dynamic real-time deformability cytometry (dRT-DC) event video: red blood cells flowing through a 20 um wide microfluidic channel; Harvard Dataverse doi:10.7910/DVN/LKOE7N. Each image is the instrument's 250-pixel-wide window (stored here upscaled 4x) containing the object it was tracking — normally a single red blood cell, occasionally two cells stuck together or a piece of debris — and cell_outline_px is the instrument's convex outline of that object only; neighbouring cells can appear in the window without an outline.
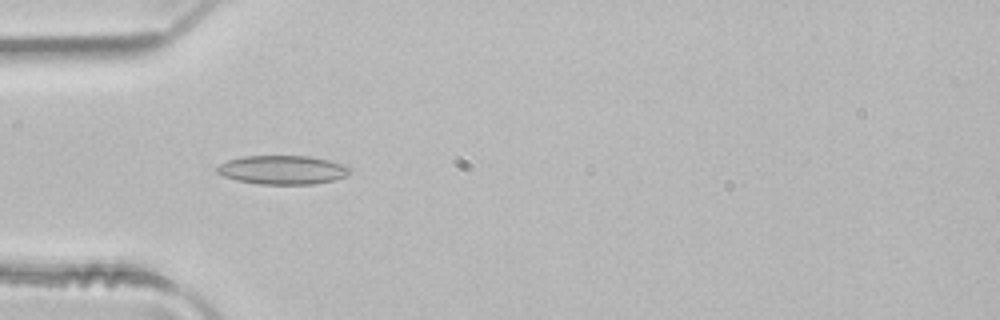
{"species": "common noctule bat (a hibernating species)", "species_latin": "Nyctalus noctula", "temperature_condition": "room temperature", "stored_images_in_passage": 5, "camera_frame_rate_fps": 3000, "um_per_image_px": 0.085, "animal": {"sex": "male", "body_mass_g": 21.5, "forearm_length_mm": 52.0}, "frame": {"image": 1, "passage_image": 4, "time_ms": 1.0, "image_size_px": [1000, 320], "cell_outline_px": [[352, 168], [348, 176], [336, 180], [312, 184], [260, 184], [236, 180], [224, 176], [216, 172], [216, 168], [220, 164], [228, 160], [244, 156], [308, 156], [328, 160], [344, 164]], "centroid_in_image_um": [24.06, 14.44], "position_along_channel_um": 60.9, "area_um2": 22.43}}
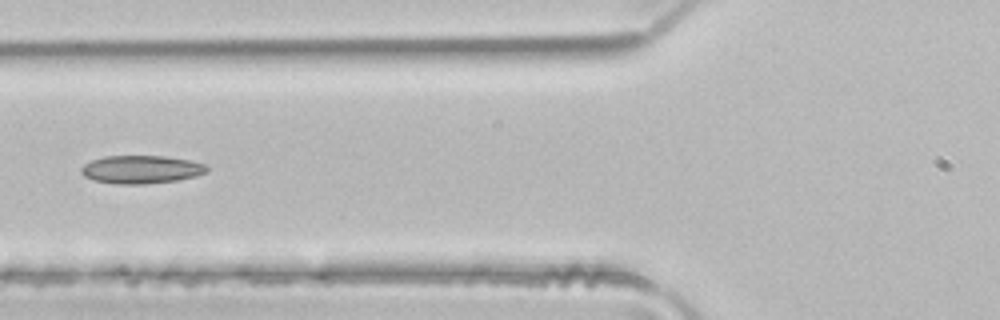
{"frame": {"image": 2, "passage_image": 5, "time_ms": 1.333, "image_size_px": [1000, 320], "cell_outline_px": [[208, 172], [196, 176], [176, 180], [144, 184], [116, 184], [92, 180], [84, 176], [80, 172], [80, 168], [84, 164], [92, 160], [104, 156], [164, 156], [192, 160], [204, 164], [208, 168]], "centroid_in_image_um": [11.99, 14.4], "position_along_channel_um": 113.8, "area_um2": 20.69}}